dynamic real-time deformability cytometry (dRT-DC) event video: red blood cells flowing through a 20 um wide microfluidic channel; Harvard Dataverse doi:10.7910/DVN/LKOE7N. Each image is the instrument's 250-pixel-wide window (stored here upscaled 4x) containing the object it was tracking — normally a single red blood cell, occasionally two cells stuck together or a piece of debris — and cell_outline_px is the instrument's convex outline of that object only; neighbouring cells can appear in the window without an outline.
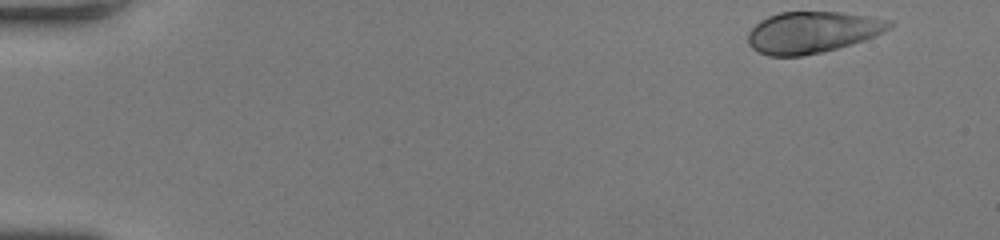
{"species": "human", "species_latin": "Homo sapiens", "temperature_condition": "room temperature", "stored_images_in_passage": 47, "camera_frame_rate_fps": 3000, "um_per_image_px": 0.085, "donor": {"sex": "female"}, "frame": {"image": 1, "passage_image": 1, "time_ms": 0.0, "image_size_px": [1000, 240], "cell_outline_px": [[892, 24], [884, 32], [864, 40], [852, 44], [820, 52], [800, 56], [768, 56], [752, 48], [748, 44], [748, 32], [760, 20], [768, 16], [780, 12], [840, 12], [892, 20]], "centroid_in_image_um": [69.02, 2.74], "position_along_channel_um": 16.0, "area_um2": 33.93}}
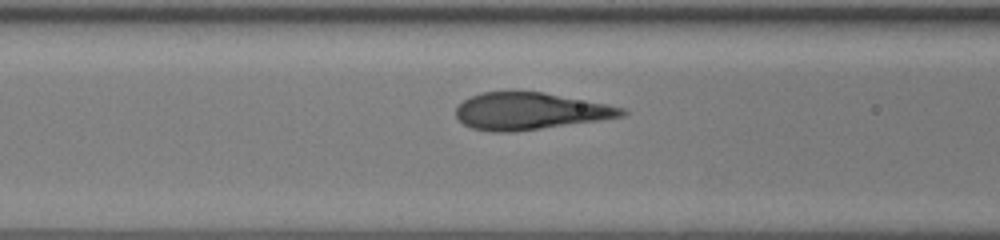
{"frame": {"image": 2, "passage_image": 19, "time_ms": 6.0, "image_size_px": [1000, 240], "cell_outline_px": [[628, 112], [624, 116], [516, 132], [492, 132], [472, 128], [464, 124], [456, 116], [456, 108], [464, 100], [480, 92], [512, 88], [516, 88], [544, 92], [608, 104], [624, 108]], "centroid_in_image_um": [45.01, 9.4], "position_along_channel_um": 121.6, "area_um2": 36.53}}
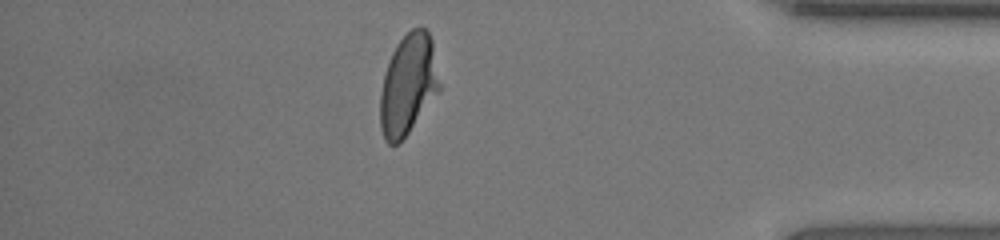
{"frame": {"image": 3, "passage_image": 41, "time_ms": 13.333, "image_size_px": [1000, 240], "cell_outline_px": [[440, 92], [400, 144], [388, 144], [384, 140], [380, 128], [380, 92], [384, 72], [388, 60], [396, 44], [412, 28], [424, 28], [428, 32], [432, 40], [440, 84]], "centroid_in_image_um": [34.68, 7.24], "position_along_channel_um": 400.5, "area_um2": 35.2}, "authors_computed_cell_mechanics": {"area_um2": 35.7782, "velocity_mm_per_s": 4.2239, "shape_relaxation_time_tau1_ms": 3.7679, "shape_relaxation_time_tau2_ms": null, "deformation_change_tau1": 0.1843, "deformation_change_tau2": null}}